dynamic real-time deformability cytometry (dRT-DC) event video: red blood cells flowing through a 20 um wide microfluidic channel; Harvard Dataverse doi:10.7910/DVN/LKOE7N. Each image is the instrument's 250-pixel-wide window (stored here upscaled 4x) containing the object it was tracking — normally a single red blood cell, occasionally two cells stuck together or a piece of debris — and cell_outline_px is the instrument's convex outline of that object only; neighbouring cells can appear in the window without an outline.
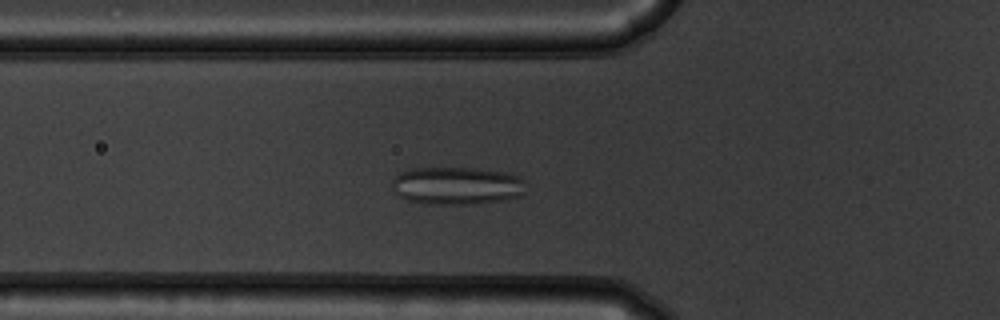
{"species": "common noctule bat (a hibernating species)", "species_latin": "Nyctalus noctula", "temperature_condition": "warm", "stored_images_in_passage": 52, "segment_of_instrument_passage": [1, 2], "camera_frame_rate_fps": 3000, "um_per_image_px": 0.085, "animal": {"sex": "male", "body_mass_g": 19.5, "forearm_length_mm": 54.6}, "frame": {"image": 1, "passage_image": 16, "time_ms": 5.0, "image_size_px": [1000, 320], "cell_outline_px": [[524, 192], [520, 196], [504, 200], [480, 204], [424, 204], [408, 200], [392, 192], [392, 180], [400, 172], [412, 168], [476, 168], [504, 172], [520, 176], [524, 180]], "centroid_in_image_um": [38.82, 15.79], "position_along_channel_um": 87.0, "area_um2": 29.82}}
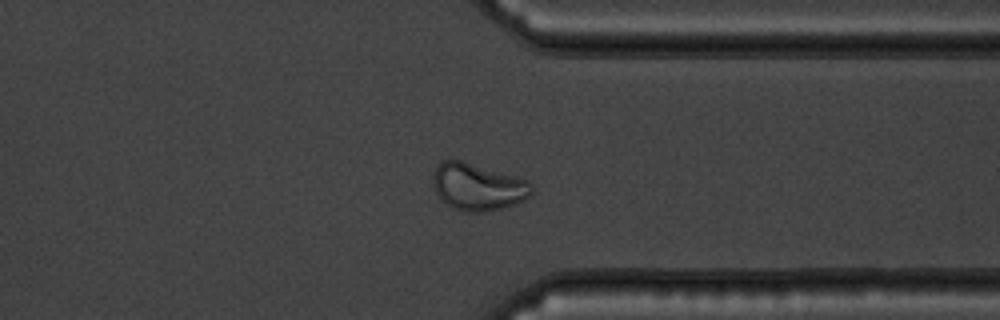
{"frame": {"image": 2, "passage_image": 39, "time_ms": 12.667, "image_size_px": [1000, 320], "cell_outline_px": [[532, 196], [516, 204], [504, 208], [484, 212], [464, 212], [452, 208], [440, 200], [436, 192], [432, 180], [436, 168], [440, 160], [460, 160], [516, 176], [528, 180], [532, 184]], "centroid_in_image_um": [40.63, 15.9], "position_along_channel_um": 370.8, "area_um2": 27.34}}
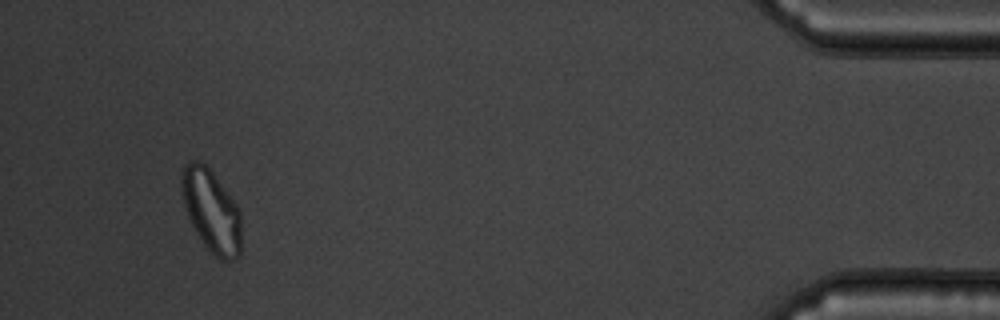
{"frame": {"image": 3, "passage_image": 48, "time_ms": 15.667, "image_size_px": [1000, 320], "cell_outline_px": [[240, 252], [232, 260], [220, 260], [204, 244], [196, 232], [188, 216], [184, 204], [180, 188], [180, 172], [184, 164], [192, 160], [200, 160], [212, 172], [236, 204], [240, 212]], "centroid_in_image_um": [17.92, 17.87], "position_along_channel_um": 417.3, "area_um2": 28.44}}